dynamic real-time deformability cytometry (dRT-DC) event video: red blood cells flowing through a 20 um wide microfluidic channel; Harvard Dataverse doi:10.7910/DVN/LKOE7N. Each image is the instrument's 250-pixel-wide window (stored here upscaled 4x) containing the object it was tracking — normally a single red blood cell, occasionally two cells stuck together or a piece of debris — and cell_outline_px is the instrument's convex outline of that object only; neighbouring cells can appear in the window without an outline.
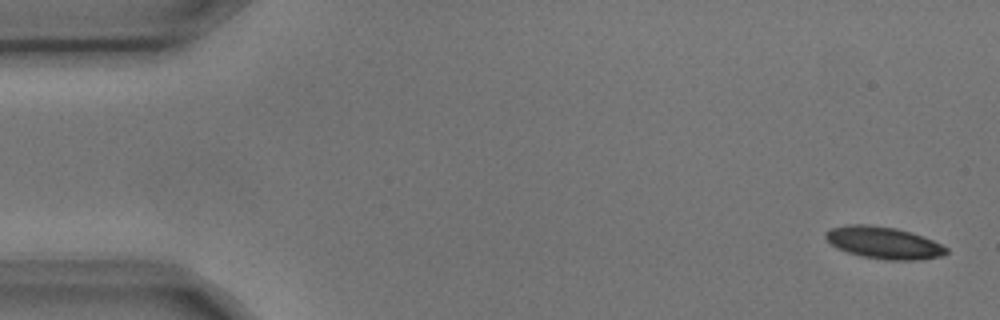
{"species": "common noctule bat (a hibernating species)", "species_latin": "Nyctalus noctula", "temperature_condition": "cold", "stored_images_in_passage": 6, "camera_frame_rate_fps": 3000, "um_per_image_px": 0.085, "animal": {"sex": "male", "body_mass_g": 17.9, "forearm_length_mm": 54.2}, "frame": {"image": 1, "passage_image": 1, "time_ms": 0.0, "image_size_px": [1000, 320], "cell_outline_px": [[948, 252], [944, 256], [920, 260], [888, 260], [860, 256], [836, 248], [824, 236], [824, 232], [832, 228], [848, 224], [868, 224], [896, 228], [912, 232], [924, 236], [948, 248]], "centroid_in_image_um": [75.13, 20.63], "position_along_channel_um": 9.9, "area_um2": 22.72}}
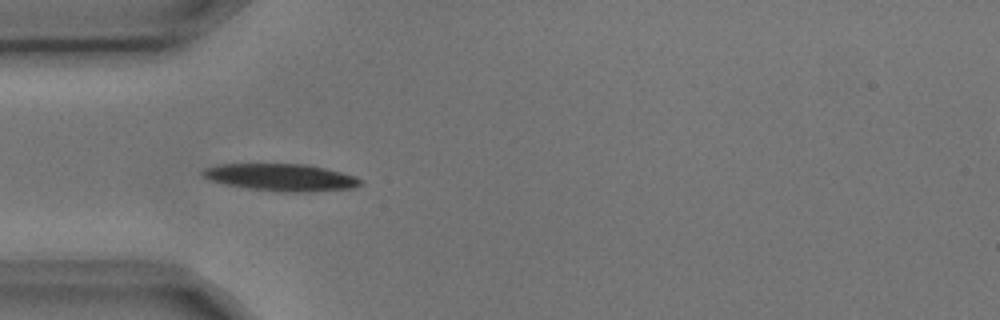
{"frame": {"image": 2, "passage_image": 5, "time_ms": 1.333, "image_size_px": [1000, 320], "cell_outline_px": [[364, 184], [352, 188], [308, 192], [276, 192], [248, 188], [228, 184], [212, 180], [200, 176], [200, 172], [204, 168], [220, 164], [308, 164], [356, 176], [364, 180]], "centroid_in_image_um": [23.92, 15.08], "position_along_channel_um": 61.1, "area_um2": 25.09}}